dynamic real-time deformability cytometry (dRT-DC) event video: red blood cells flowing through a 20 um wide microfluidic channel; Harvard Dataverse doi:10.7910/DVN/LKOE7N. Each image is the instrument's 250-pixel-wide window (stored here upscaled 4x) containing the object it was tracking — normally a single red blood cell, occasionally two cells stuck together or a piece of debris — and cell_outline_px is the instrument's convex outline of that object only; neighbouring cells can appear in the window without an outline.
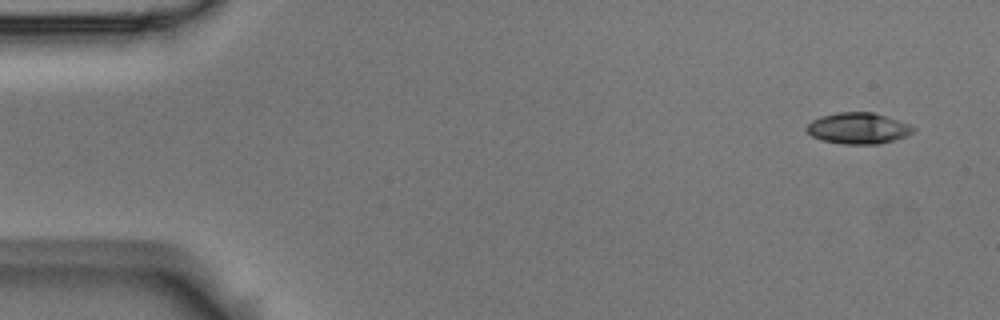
{"species": "Egyptian fruit bat (a non-hibernating species)", "species_latin": "Rousettus aegyptiacus", "temperature_condition": "room temperature", "stored_images_in_passage": 4, "camera_frame_rate_fps": 3000, "um_per_image_px": 0.085, "animal": {"sex": "male"}, "frame": {"image": 1, "passage_image": 1, "time_ms": 0.0, "image_size_px": [1000, 320], "cell_outline_px": [[916, 132], [908, 136], [896, 140], [880, 144], [844, 144], [820, 140], [812, 136], [804, 128], [812, 120], [820, 116], [836, 112], [872, 112], [912, 124], [916, 128]], "centroid_in_image_um": [72.99, 10.91], "position_along_channel_um": 12.0, "area_um2": 19.77}}
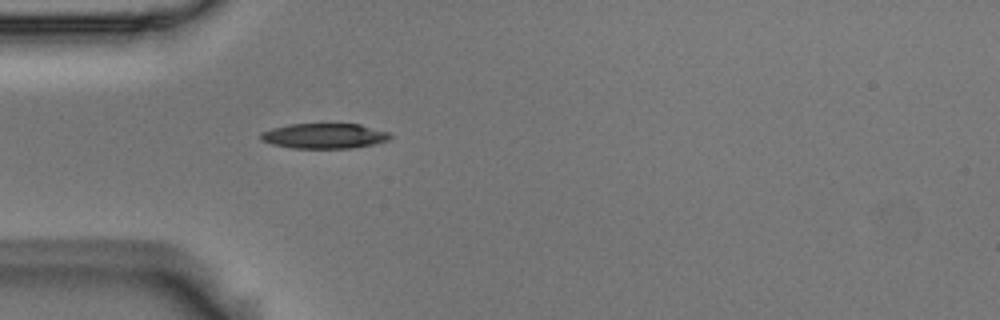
{"frame": {"image": 2, "passage_image": 4, "time_ms": 1.0, "image_size_px": [1000, 320], "cell_outline_px": [[392, 136], [388, 140], [372, 144], [352, 148], [292, 148], [272, 144], [260, 140], [260, 132], [272, 128], [288, 124], [360, 124], [392, 132]], "centroid_in_image_um": [27.57, 11.55], "position_along_channel_um": 57.4, "area_um2": 19.13}}